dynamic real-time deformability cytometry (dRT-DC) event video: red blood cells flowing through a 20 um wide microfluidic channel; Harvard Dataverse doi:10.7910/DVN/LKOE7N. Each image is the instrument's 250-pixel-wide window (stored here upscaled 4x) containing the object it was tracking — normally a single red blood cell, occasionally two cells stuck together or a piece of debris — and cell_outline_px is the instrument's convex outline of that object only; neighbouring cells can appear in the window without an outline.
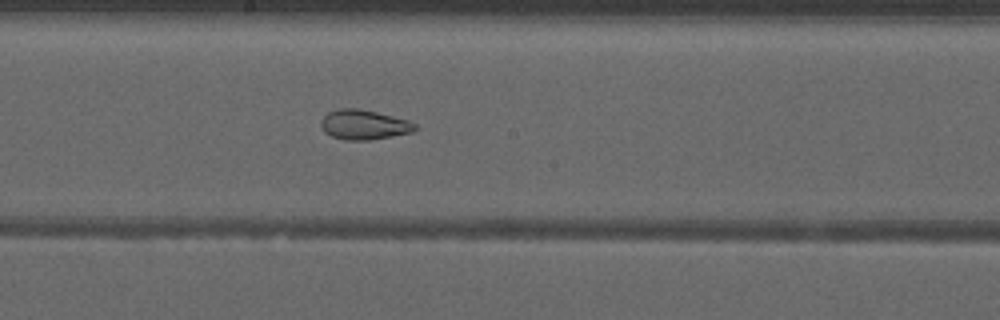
{"species": "common noctule bat (a hibernating species)", "species_latin": "Nyctalus noctula", "temperature_condition": "warm", "stored_images_in_passage": 32, "camera_frame_rate_fps": 3000, "um_per_image_px": 0.085, "animal": {"sex": "male", "forearm_length_mm": 52.5}, "frame": {"image": 1, "passage_image": 14, "time_ms": 4.333, "image_size_px": [1000, 320], "cell_outline_px": [[416, 128], [412, 132], [392, 136], [368, 140], [344, 140], [332, 136], [324, 132], [320, 124], [320, 120], [328, 112], [340, 108], [360, 108], [408, 120], [416, 124]], "centroid_in_image_um": [30.9, 10.59], "position_along_channel_um": 217.3, "area_um2": 16.3}, "authors_computed_cell_mechanics": {"area_um2": 18.3804, "velocity_mm_per_s": 4.0089, "shape_relaxation_time_tau1_ms": null, "shape_relaxation_time_tau2_ms": 3.1644, "deformation_change_tau1": null, "deformation_change_tau2": 0.1098}}